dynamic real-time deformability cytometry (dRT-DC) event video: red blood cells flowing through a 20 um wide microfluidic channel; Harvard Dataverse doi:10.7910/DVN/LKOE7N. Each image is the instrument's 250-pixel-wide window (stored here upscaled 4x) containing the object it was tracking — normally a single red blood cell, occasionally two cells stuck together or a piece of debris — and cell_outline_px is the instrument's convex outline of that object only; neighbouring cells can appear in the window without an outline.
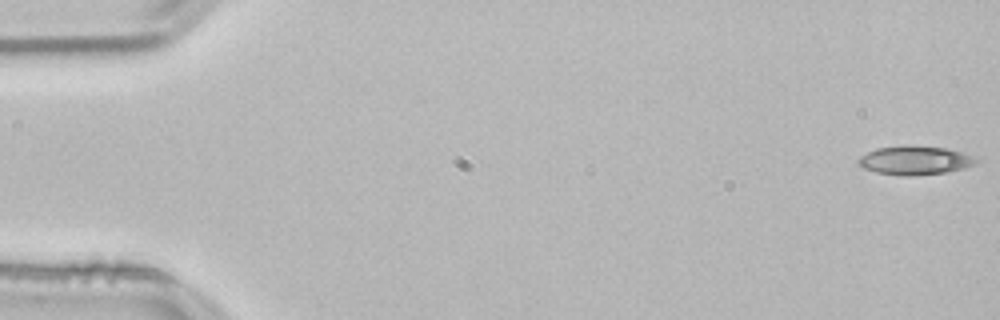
{"species": "common noctule bat (a hibernating species)", "species_latin": "Nyctalus noctula", "temperature_condition": "room temperature", "stored_images_in_passage": 13, "camera_frame_rate_fps": 3000, "um_per_image_px": 0.085, "animal": {"sex": "male", "body_mass_g": 21.5, "forearm_length_mm": 52.0}, "frame": {"image": 1, "passage_image": 1, "time_ms": 0.0, "image_size_px": [1000, 320], "cell_outline_px": [[980, 160], [976, 164], [964, 168], [944, 172], [912, 176], [904, 176], [876, 172], [864, 168], [856, 164], [856, 160], [860, 156], [876, 148], [904, 144], [912, 144], [944, 148], [960, 152]], "centroid_in_image_um": [77.71, 13.61], "position_along_channel_um": 7.3, "area_um2": 19.94}}